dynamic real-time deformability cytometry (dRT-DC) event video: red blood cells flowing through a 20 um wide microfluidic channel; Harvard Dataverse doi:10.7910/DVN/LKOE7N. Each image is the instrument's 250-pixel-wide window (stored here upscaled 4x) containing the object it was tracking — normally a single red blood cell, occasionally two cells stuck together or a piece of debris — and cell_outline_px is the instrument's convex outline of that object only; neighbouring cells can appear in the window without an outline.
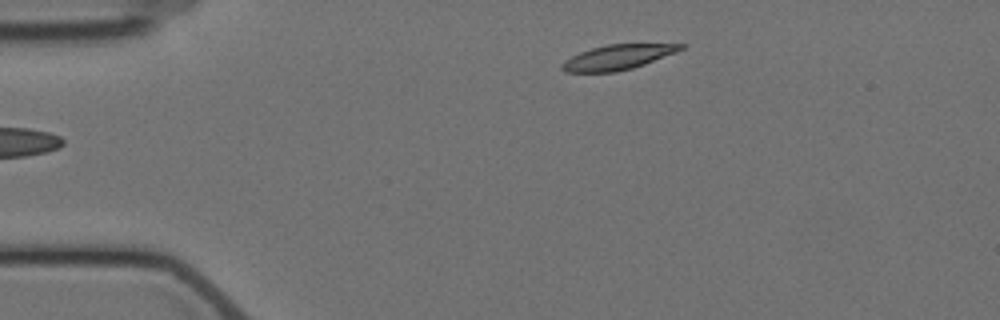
{"species": "Egyptian fruit bat (a non-hibernating species)", "species_latin": "Rousettus aegyptiacus", "temperature_condition": "cold", "stored_images_in_passage": 5, "camera_frame_rate_fps": 3000, "um_per_image_px": 0.085, "animal": {"sex": "female"}, "frame": {"image": 1, "passage_image": 5, "time_ms": 5.667, "image_size_px": [1000, 320], "cell_outline_px": [[688, 44], [684, 48], [676, 52], [644, 64], [632, 68], [616, 72], [564, 72], [560, 68], [560, 64], [564, 60], [580, 52], [592, 48], [608, 44]], "centroid_in_image_um": [52.47, 4.86], "position_along_channel_um": 32.5, "area_um2": 17.17}}